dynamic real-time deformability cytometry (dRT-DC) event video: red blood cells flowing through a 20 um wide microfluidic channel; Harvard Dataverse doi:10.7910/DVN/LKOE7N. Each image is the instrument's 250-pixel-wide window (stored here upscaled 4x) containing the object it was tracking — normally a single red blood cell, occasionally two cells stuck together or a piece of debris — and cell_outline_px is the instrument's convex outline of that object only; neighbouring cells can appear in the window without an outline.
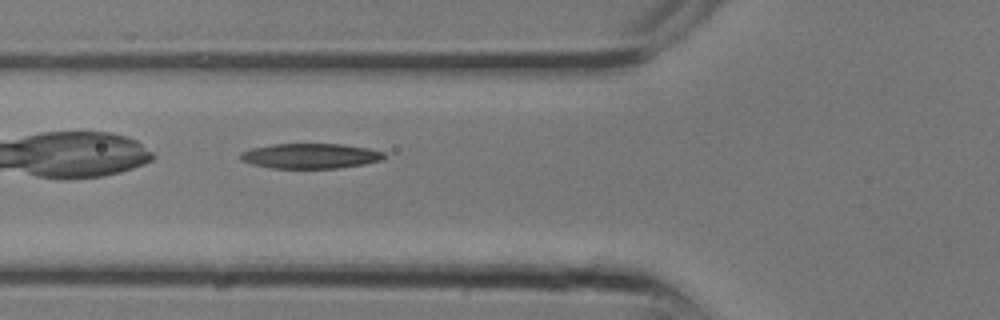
{"species": "common noctule bat (a hibernating species)", "species_latin": "Nyctalus noctula", "temperature_condition": "room temperature", "stored_images_in_passage": 10, "camera_frame_rate_fps": 3000, "um_per_image_px": 0.085, "animal": {"sex": "male", "body_mass_g": 13.3}, "frame": {"image": 1, "passage_image": 10, "time_ms": 3.0, "image_size_px": [1000, 320], "cell_outline_px": [[384, 160], [364, 164], [336, 168], [272, 168], [252, 164], [240, 160], [240, 152], [252, 148], [272, 144], [344, 144], [368, 148], [384, 152]], "centroid_in_image_um": [26.38, 13.25], "position_along_channel_um": 99.4, "area_um2": 21.04}}